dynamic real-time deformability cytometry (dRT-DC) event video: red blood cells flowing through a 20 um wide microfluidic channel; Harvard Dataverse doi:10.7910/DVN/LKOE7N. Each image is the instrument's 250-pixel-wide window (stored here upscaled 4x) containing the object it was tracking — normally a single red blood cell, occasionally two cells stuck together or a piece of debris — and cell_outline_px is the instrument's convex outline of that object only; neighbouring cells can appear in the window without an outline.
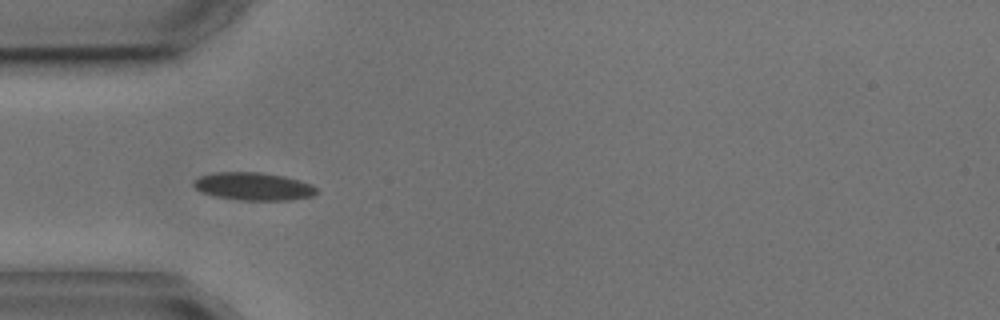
{"species": "common noctule bat (a hibernating species)", "species_latin": "Nyctalus noctula", "temperature_condition": "cold", "stored_images_in_passage": 4, "camera_frame_rate_fps": 3000, "um_per_image_px": 0.085, "animal": {"sex": "male", "body_mass_g": 17.9, "forearm_length_mm": 54.2}, "frame": {"image": 1, "passage_image": 3, "time_ms": 2.667, "image_size_px": [1000, 320], "cell_outline_px": [[320, 192], [312, 196], [292, 200], [244, 200], [212, 196], [200, 192], [192, 184], [192, 180], [200, 176], [216, 172], [260, 172], [284, 176], [300, 180], [312, 184]], "centroid_in_image_um": [21.55, 15.84], "position_along_channel_um": 63.5, "area_um2": 20.17}}